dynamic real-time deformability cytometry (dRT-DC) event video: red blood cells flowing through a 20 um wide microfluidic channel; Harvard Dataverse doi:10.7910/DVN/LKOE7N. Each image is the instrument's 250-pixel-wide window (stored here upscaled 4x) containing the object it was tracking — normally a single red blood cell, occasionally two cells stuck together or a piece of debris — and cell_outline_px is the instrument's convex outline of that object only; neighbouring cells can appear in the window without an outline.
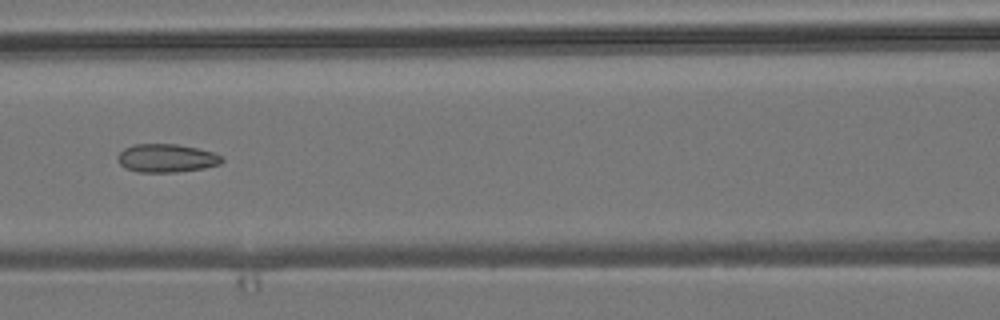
{"species": "common noctule bat (a hibernating species)", "species_latin": "Nyctalus noctula", "temperature_condition": "room temperature", "stored_images_in_passage": 7, "camera_frame_rate_fps": 3000, "um_per_image_px": 0.085, "animal": {"sex": "male", "body_mass_g": 19.2, "forearm_length_mm": 51.8}, "frame": {"image": 1, "passage_image": 7, "time_ms": 7.0, "image_size_px": [1000, 320], "cell_outline_px": [[224, 160], [220, 164], [204, 168], [176, 172], [136, 172], [124, 168], [120, 164], [116, 156], [124, 148], [132, 144], [176, 144], [196, 148], [212, 152], [220, 156]], "centroid_in_image_um": [14.1, 13.45], "position_along_channel_um": 152.5, "area_um2": 17.22}}